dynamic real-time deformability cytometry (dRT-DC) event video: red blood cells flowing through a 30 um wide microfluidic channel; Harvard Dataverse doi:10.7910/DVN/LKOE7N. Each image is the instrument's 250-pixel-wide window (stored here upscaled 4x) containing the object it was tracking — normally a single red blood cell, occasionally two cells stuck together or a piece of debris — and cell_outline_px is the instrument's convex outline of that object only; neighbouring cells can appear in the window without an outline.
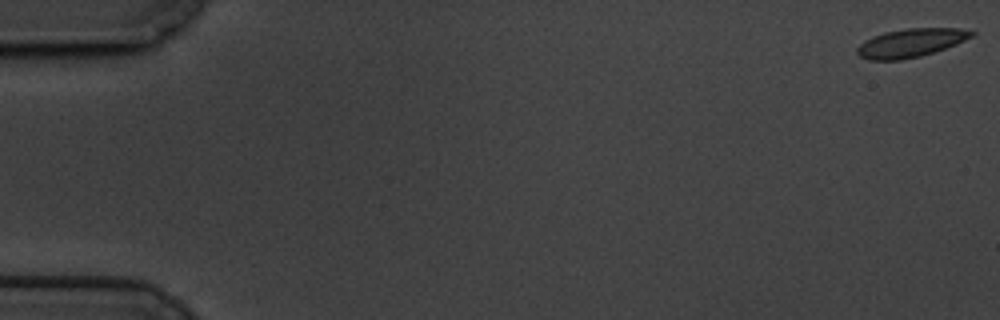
{"species": "common noctule bat (a hibernating species)", "species_latin": "Nyctalus noctula", "temperature_condition": "cold", "stored_images_in_passage": 13, "camera_frame_rate_fps": 3000, "um_per_image_px": 0.085, "animal": {"sex": "male", "body_mass_g": 19.5, "forearm_length_mm": 54.6}, "frame": {"image": 1, "passage_image": 1, "time_ms": 0.0, "image_size_px": [1000, 320], "cell_outline_px": [[976, 32], [972, 36], [956, 44], [920, 56], [900, 60], [868, 60], [860, 56], [856, 52], [856, 48], [864, 40], [872, 36], [884, 32], [904, 28], [960, 28]], "centroid_in_image_um": [77.36, 3.64], "position_along_channel_um": 7.6, "area_um2": 18.96}}